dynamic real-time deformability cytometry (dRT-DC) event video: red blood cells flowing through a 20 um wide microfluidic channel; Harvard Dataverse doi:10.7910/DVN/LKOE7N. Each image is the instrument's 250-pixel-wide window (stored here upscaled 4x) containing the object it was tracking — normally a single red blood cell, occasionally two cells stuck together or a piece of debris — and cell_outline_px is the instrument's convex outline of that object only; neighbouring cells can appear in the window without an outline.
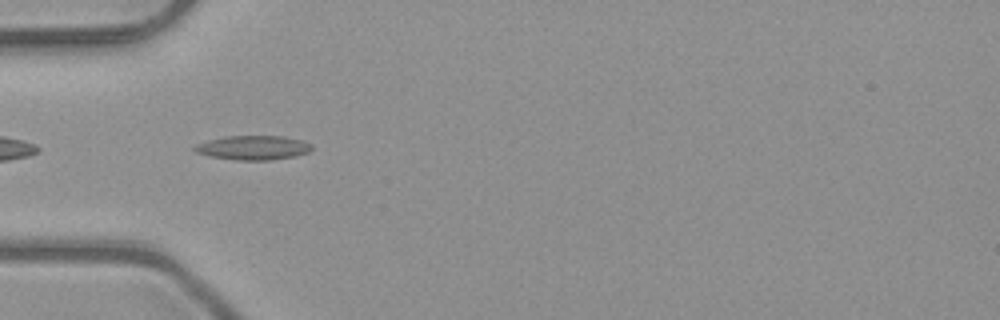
{"species": "common noctule bat (a hibernating species)", "species_latin": "Nyctalus noctula", "temperature_condition": "room temperature", "stored_images_in_passage": 6, "camera_frame_rate_fps": 3000, "um_per_image_px": 0.085, "animal": {"sex": "male", "body_mass_g": 23.1, "forearm_length_mm": 52.7}, "frame": {"image": 1, "passage_image": 3, "time_ms": 0.667, "image_size_px": [1000, 320], "cell_outline_px": [[312, 148], [308, 152], [296, 156], [268, 160], [236, 160], [212, 156], [196, 152], [192, 148], [196, 144], [208, 140], [224, 136], [284, 136], [304, 140], [312, 144]], "centroid_in_image_um": [21.54, 12.54], "position_along_channel_um": 63.5, "area_um2": 16.59}}
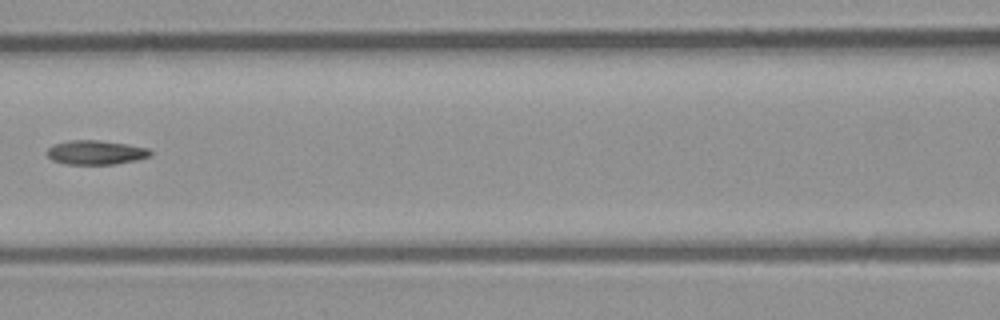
{"frame": {"image": 2, "passage_image": 5, "time_ms": 1.333, "image_size_px": [1000, 320], "cell_outline_px": [[152, 156], [136, 160], [116, 164], [64, 164], [52, 160], [48, 156], [48, 148], [56, 144], [68, 140], [96, 140], [128, 144], [148, 148], [152, 152]], "centroid_in_image_um": [8.17, 12.96], "position_along_channel_um": 158.4, "area_um2": 14.57}}
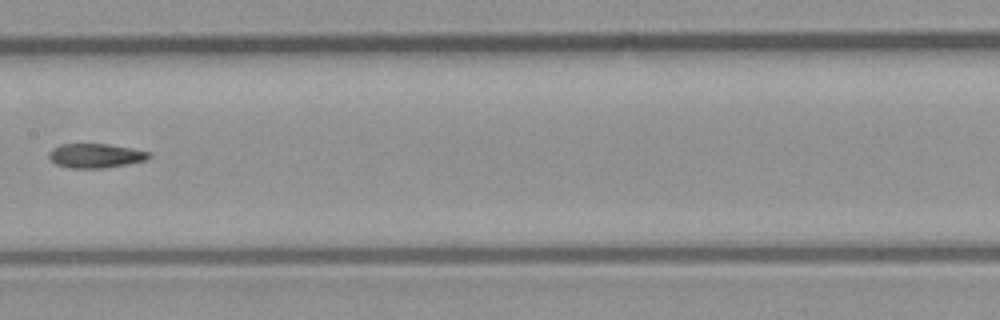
{"frame": {"image": 3, "passage_image": 6, "time_ms": 1.667, "image_size_px": [1000, 320], "cell_outline_px": [[152, 156], [144, 160], [104, 168], [72, 168], [56, 164], [48, 156], [48, 152], [52, 148], [60, 144], [108, 144], [132, 148], [148, 152]], "centroid_in_image_um": [8.08, 13.22], "position_along_channel_um": 199.3, "area_um2": 13.99}}